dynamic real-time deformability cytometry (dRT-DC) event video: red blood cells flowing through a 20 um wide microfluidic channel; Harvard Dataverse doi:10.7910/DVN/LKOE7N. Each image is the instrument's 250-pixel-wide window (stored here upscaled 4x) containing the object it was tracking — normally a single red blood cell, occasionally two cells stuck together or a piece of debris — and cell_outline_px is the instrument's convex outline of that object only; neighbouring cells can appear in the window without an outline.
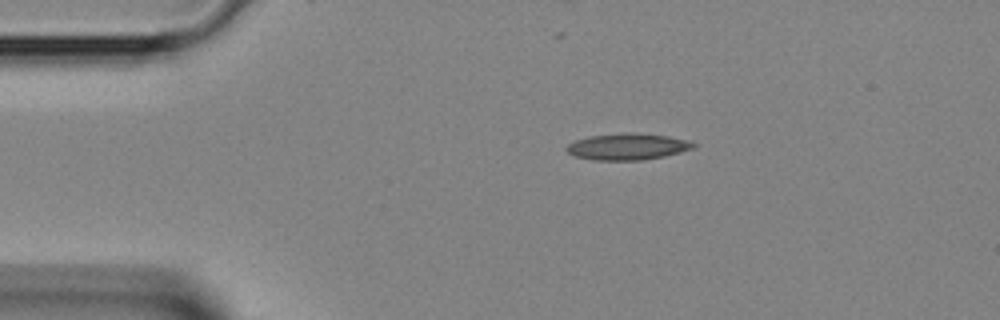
{"species": "Egyptian fruit bat (a non-hibernating species)", "species_latin": "Rousettus aegyptiacus", "temperature_condition": "room temperature", "stored_images_in_passage": 2, "camera_frame_rate_fps": 3000, "um_per_image_px": 0.085, "animal": {"sex": "female"}, "frame": {"image": 1, "passage_image": 1, "time_ms": 0.0, "image_size_px": [1000, 320], "cell_outline_px": [[696, 148], [664, 156], [640, 160], [596, 160], [576, 156], [568, 152], [564, 148], [568, 144], [576, 140], [588, 136], [624, 132], [640, 132], [668, 136], [684, 140], [696, 144]], "centroid_in_image_um": [53.33, 12.45], "position_along_channel_um": 31.7, "area_um2": 19.59}}